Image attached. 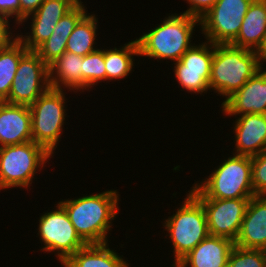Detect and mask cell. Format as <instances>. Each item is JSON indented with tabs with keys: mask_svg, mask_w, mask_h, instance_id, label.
I'll return each instance as SVG.
<instances>
[{
	"mask_svg": "<svg viewBox=\"0 0 266 267\" xmlns=\"http://www.w3.org/2000/svg\"><path fill=\"white\" fill-rule=\"evenodd\" d=\"M120 194L117 190L83 195L58 201L66 210L77 234L86 244L109 241V231L119 213Z\"/></svg>",
	"mask_w": 266,
	"mask_h": 267,
	"instance_id": "cell-1",
	"label": "cell"
},
{
	"mask_svg": "<svg viewBox=\"0 0 266 267\" xmlns=\"http://www.w3.org/2000/svg\"><path fill=\"white\" fill-rule=\"evenodd\" d=\"M170 14L136 38L139 57L176 62L194 44L191 39L196 26H200V19L182 12Z\"/></svg>",
	"mask_w": 266,
	"mask_h": 267,
	"instance_id": "cell-2",
	"label": "cell"
},
{
	"mask_svg": "<svg viewBox=\"0 0 266 267\" xmlns=\"http://www.w3.org/2000/svg\"><path fill=\"white\" fill-rule=\"evenodd\" d=\"M223 160L209 176L195 181L189 191L196 198L250 199L255 196L251 157L232 154Z\"/></svg>",
	"mask_w": 266,
	"mask_h": 267,
	"instance_id": "cell-3",
	"label": "cell"
},
{
	"mask_svg": "<svg viewBox=\"0 0 266 267\" xmlns=\"http://www.w3.org/2000/svg\"><path fill=\"white\" fill-rule=\"evenodd\" d=\"M261 68L257 51L230 44H214L210 91L223 96L224 102Z\"/></svg>",
	"mask_w": 266,
	"mask_h": 267,
	"instance_id": "cell-4",
	"label": "cell"
},
{
	"mask_svg": "<svg viewBox=\"0 0 266 267\" xmlns=\"http://www.w3.org/2000/svg\"><path fill=\"white\" fill-rule=\"evenodd\" d=\"M179 203L180 207L173 211L162 222L163 231H167L169 243H172L174 262L176 266L198 243L207 238L208 231L207 217L202 203L190 192ZM164 222V223H163Z\"/></svg>",
	"mask_w": 266,
	"mask_h": 267,
	"instance_id": "cell-5",
	"label": "cell"
},
{
	"mask_svg": "<svg viewBox=\"0 0 266 267\" xmlns=\"http://www.w3.org/2000/svg\"><path fill=\"white\" fill-rule=\"evenodd\" d=\"M51 158L53 156L34 141L0 147V192L11 188L28 190L33 179H37L35 174L45 168Z\"/></svg>",
	"mask_w": 266,
	"mask_h": 267,
	"instance_id": "cell-6",
	"label": "cell"
},
{
	"mask_svg": "<svg viewBox=\"0 0 266 267\" xmlns=\"http://www.w3.org/2000/svg\"><path fill=\"white\" fill-rule=\"evenodd\" d=\"M66 94V90L50 87L29 105L32 141L43 146L52 156L62 139L66 117H69Z\"/></svg>",
	"mask_w": 266,
	"mask_h": 267,
	"instance_id": "cell-7",
	"label": "cell"
},
{
	"mask_svg": "<svg viewBox=\"0 0 266 267\" xmlns=\"http://www.w3.org/2000/svg\"><path fill=\"white\" fill-rule=\"evenodd\" d=\"M55 205L54 210L41 214L36 230L44 244L39 251L54 253L62 265L86 243L77 234L64 207L59 202Z\"/></svg>",
	"mask_w": 266,
	"mask_h": 267,
	"instance_id": "cell-8",
	"label": "cell"
},
{
	"mask_svg": "<svg viewBox=\"0 0 266 267\" xmlns=\"http://www.w3.org/2000/svg\"><path fill=\"white\" fill-rule=\"evenodd\" d=\"M254 0H217L200 18V31L213 44H230L238 35L243 18Z\"/></svg>",
	"mask_w": 266,
	"mask_h": 267,
	"instance_id": "cell-9",
	"label": "cell"
},
{
	"mask_svg": "<svg viewBox=\"0 0 266 267\" xmlns=\"http://www.w3.org/2000/svg\"><path fill=\"white\" fill-rule=\"evenodd\" d=\"M214 55V44L202 41L193 44L179 59L173 62L174 77L181 87V91L203 95L210 93V72Z\"/></svg>",
	"mask_w": 266,
	"mask_h": 267,
	"instance_id": "cell-10",
	"label": "cell"
},
{
	"mask_svg": "<svg viewBox=\"0 0 266 267\" xmlns=\"http://www.w3.org/2000/svg\"><path fill=\"white\" fill-rule=\"evenodd\" d=\"M51 87L49 67L35 51H27L21 58L13 79L9 104L31 105Z\"/></svg>",
	"mask_w": 266,
	"mask_h": 267,
	"instance_id": "cell-11",
	"label": "cell"
},
{
	"mask_svg": "<svg viewBox=\"0 0 266 267\" xmlns=\"http://www.w3.org/2000/svg\"><path fill=\"white\" fill-rule=\"evenodd\" d=\"M197 199L205 209L209 234L235 242L250 199Z\"/></svg>",
	"mask_w": 266,
	"mask_h": 267,
	"instance_id": "cell-12",
	"label": "cell"
},
{
	"mask_svg": "<svg viewBox=\"0 0 266 267\" xmlns=\"http://www.w3.org/2000/svg\"><path fill=\"white\" fill-rule=\"evenodd\" d=\"M76 4L75 0H45L33 14L17 26L19 29L31 20L28 25L30 31L22 33L20 30V33L17 32V38L29 51H35L51 36L58 21Z\"/></svg>",
	"mask_w": 266,
	"mask_h": 267,
	"instance_id": "cell-13",
	"label": "cell"
},
{
	"mask_svg": "<svg viewBox=\"0 0 266 267\" xmlns=\"http://www.w3.org/2000/svg\"><path fill=\"white\" fill-rule=\"evenodd\" d=\"M224 116L266 114V67L257 71L239 90L221 103Z\"/></svg>",
	"mask_w": 266,
	"mask_h": 267,
	"instance_id": "cell-14",
	"label": "cell"
},
{
	"mask_svg": "<svg viewBox=\"0 0 266 267\" xmlns=\"http://www.w3.org/2000/svg\"><path fill=\"white\" fill-rule=\"evenodd\" d=\"M235 118L232 125L235 148L231 154L252 157L266 150V114H243Z\"/></svg>",
	"mask_w": 266,
	"mask_h": 267,
	"instance_id": "cell-15",
	"label": "cell"
},
{
	"mask_svg": "<svg viewBox=\"0 0 266 267\" xmlns=\"http://www.w3.org/2000/svg\"><path fill=\"white\" fill-rule=\"evenodd\" d=\"M235 245L266 251V196L250 198Z\"/></svg>",
	"mask_w": 266,
	"mask_h": 267,
	"instance_id": "cell-16",
	"label": "cell"
},
{
	"mask_svg": "<svg viewBox=\"0 0 266 267\" xmlns=\"http://www.w3.org/2000/svg\"><path fill=\"white\" fill-rule=\"evenodd\" d=\"M32 141L28 105L0 102V147Z\"/></svg>",
	"mask_w": 266,
	"mask_h": 267,
	"instance_id": "cell-17",
	"label": "cell"
},
{
	"mask_svg": "<svg viewBox=\"0 0 266 267\" xmlns=\"http://www.w3.org/2000/svg\"><path fill=\"white\" fill-rule=\"evenodd\" d=\"M235 242L209 235L198 243L176 266L170 267H228L229 254Z\"/></svg>",
	"mask_w": 266,
	"mask_h": 267,
	"instance_id": "cell-18",
	"label": "cell"
},
{
	"mask_svg": "<svg viewBox=\"0 0 266 267\" xmlns=\"http://www.w3.org/2000/svg\"><path fill=\"white\" fill-rule=\"evenodd\" d=\"M86 9L83 2L77 3L58 21L51 36L35 50L48 67L66 51L67 40L78 22L88 13Z\"/></svg>",
	"mask_w": 266,
	"mask_h": 267,
	"instance_id": "cell-19",
	"label": "cell"
},
{
	"mask_svg": "<svg viewBox=\"0 0 266 267\" xmlns=\"http://www.w3.org/2000/svg\"><path fill=\"white\" fill-rule=\"evenodd\" d=\"M266 40V0H254L230 45L259 52Z\"/></svg>",
	"mask_w": 266,
	"mask_h": 267,
	"instance_id": "cell-20",
	"label": "cell"
},
{
	"mask_svg": "<svg viewBox=\"0 0 266 267\" xmlns=\"http://www.w3.org/2000/svg\"><path fill=\"white\" fill-rule=\"evenodd\" d=\"M83 56L65 51L49 66L52 88L82 93Z\"/></svg>",
	"mask_w": 266,
	"mask_h": 267,
	"instance_id": "cell-21",
	"label": "cell"
},
{
	"mask_svg": "<svg viewBox=\"0 0 266 267\" xmlns=\"http://www.w3.org/2000/svg\"><path fill=\"white\" fill-rule=\"evenodd\" d=\"M63 267H130L123 255L110 249L109 243L86 244L77 250Z\"/></svg>",
	"mask_w": 266,
	"mask_h": 267,
	"instance_id": "cell-22",
	"label": "cell"
},
{
	"mask_svg": "<svg viewBox=\"0 0 266 267\" xmlns=\"http://www.w3.org/2000/svg\"><path fill=\"white\" fill-rule=\"evenodd\" d=\"M134 56H139V48L136 39L128 41L127 43L116 46L113 49L104 48V63L106 69L107 83L125 79L132 73L135 66Z\"/></svg>",
	"mask_w": 266,
	"mask_h": 267,
	"instance_id": "cell-23",
	"label": "cell"
},
{
	"mask_svg": "<svg viewBox=\"0 0 266 267\" xmlns=\"http://www.w3.org/2000/svg\"><path fill=\"white\" fill-rule=\"evenodd\" d=\"M98 17L92 13H87L76 25L70 34L66 51L85 56L95 52L99 48L96 46L98 32Z\"/></svg>",
	"mask_w": 266,
	"mask_h": 267,
	"instance_id": "cell-24",
	"label": "cell"
},
{
	"mask_svg": "<svg viewBox=\"0 0 266 267\" xmlns=\"http://www.w3.org/2000/svg\"><path fill=\"white\" fill-rule=\"evenodd\" d=\"M27 51L28 49L18 38L0 49V102H4L9 97L20 58Z\"/></svg>",
	"mask_w": 266,
	"mask_h": 267,
	"instance_id": "cell-25",
	"label": "cell"
},
{
	"mask_svg": "<svg viewBox=\"0 0 266 267\" xmlns=\"http://www.w3.org/2000/svg\"><path fill=\"white\" fill-rule=\"evenodd\" d=\"M105 81L104 49L99 48L95 52L83 56L82 92H90L94 87L98 86V83H105Z\"/></svg>",
	"mask_w": 266,
	"mask_h": 267,
	"instance_id": "cell-26",
	"label": "cell"
},
{
	"mask_svg": "<svg viewBox=\"0 0 266 267\" xmlns=\"http://www.w3.org/2000/svg\"><path fill=\"white\" fill-rule=\"evenodd\" d=\"M228 267H266V251L234 245L229 254Z\"/></svg>",
	"mask_w": 266,
	"mask_h": 267,
	"instance_id": "cell-27",
	"label": "cell"
},
{
	"mask_svg": "<svg viewBox=\"0 0 266 267\" xmlns=\"http://www.w3.org/2000/svg\"><path fill=\"white\" fill-rule=\"evenodd\" d=\"M254 195L266 196V150L251 157Z\"/></svg>",
	"mask_w": 266,
	"mask_h": 267,
	"instance_id": "cell-28",
	"label": "cell"
},
{
	"mask_svg": "<svg viewBox=\"0 0 266 267\" xmlns=\"http://www.w3.org/2000/svg\"><path fill=\"white\" fill-rule=\"evenodd\" d=\"M188 2V8L183 13L200 19L216 3L217 0H184Z\"/></svg>",
	"mask_w": 266,
	"mask_h": 267,
	"instance_id": "cell-29",
	"label": "cell"
},
{
	"mask_svg": "<svg viewBox=\"0 0 266 267\" xmlns=\"http://www.w3.org/2000/svg\"><path fill=\"white\" fill-rule=\"evenodd\" d=\"M0 13L8 17L15 23V30H17V26L20 24V2L19 0H0ZM14 18V19H13Z\"/></svg>",
	"mask_w": 266,
	"mask_h": 267,
	"instance_id": "cell-30",
	"label": "cell"
},
{
	"mask_svg": "<svg viewBox=\"0 0 266 267\" xmlns=\"http://www.w3.org/2000/svg\"><path fill=\"white\" fill-rule=\"evenodd\" d=\"M11 22L8 17L0 13V49L6 47L17 38V34L14 33L16 31H12L14 29L13 26L10 27Z\"/></svg>",
	"mask_w": 266,
	"mask_h": 267,
	"instance_id": "cell-31",
	"label": "cell"
},
{
	"mask_svg": "<svg viewBox=\"0 0 266 267\" xmlns=\"http://www.w3.org/2000/svg\"><path fill=\"white\" fill-rule=\"evenodd\" d=\"M45 0H19L20 23L29 15L33 14Z\"/></svg>",
	"mask_w": 266,
	"mask_h": 267,
	"instance_id": "cell-32",
	"label": "cell"
},
{
	"mask_svg": "<svg viewBox=\"0 0 266 267\" xmlns=\"http://www.w3.org/2000/svg\"><path fill=\"white\" fill-rule=\"evenodd\" d=\"M259 57H260V64L261 67L263 68V66H265V62H266V40L265 43L263 45V47L260 49V51L258 52Z\"/></svg>",
	"mask_w": 266,
	"mask_h": 267,
	"instance_id": "cell-33",
	"label": "cell"
}]
</instances>
